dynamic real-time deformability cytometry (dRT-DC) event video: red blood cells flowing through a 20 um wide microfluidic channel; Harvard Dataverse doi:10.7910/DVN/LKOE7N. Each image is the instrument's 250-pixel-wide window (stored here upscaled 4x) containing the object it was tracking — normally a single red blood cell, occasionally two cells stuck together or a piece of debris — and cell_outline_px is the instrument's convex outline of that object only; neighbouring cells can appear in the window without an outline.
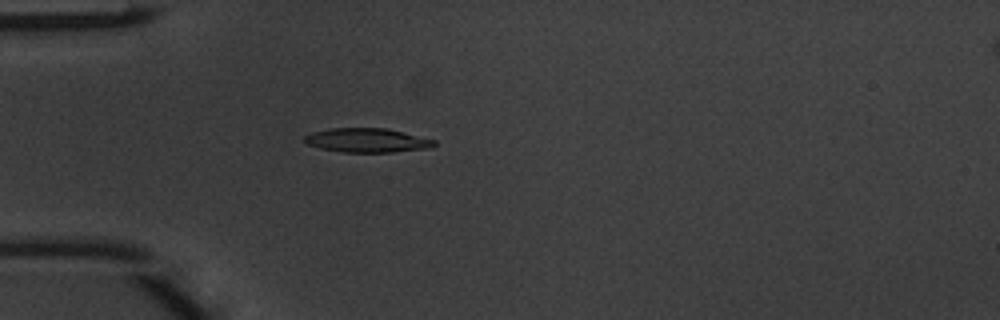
{"species": "common noctule bat (a hibernating species)", "species_latin": "Nyctalus noctula", "temperature_condition": "warm", "stored_images_in_passage": 26, "camera_frame_rate_fps": 3000, "um_per_image_px": 0.085, "animal": {"sex": "male", "body_mass_g": 20.1, "forearm_length_mm": 53.5}, "frame": {"image": 1, "passage_image": 1, "time_ms": 0.0, "image_size_px": [1000, 320], "cell_outline_px": [[436, 144], [432, 148], [392, 152], [344, 152], [320, 148], [308, 144], [304, 140], [304, 136], [312, 132], [328, 128], [384, 128], [436, 140]], "centroid_in_image_um": [31.2, 11.93], "position_along_channel_um": 53.8, "area_um2": 18.15}}
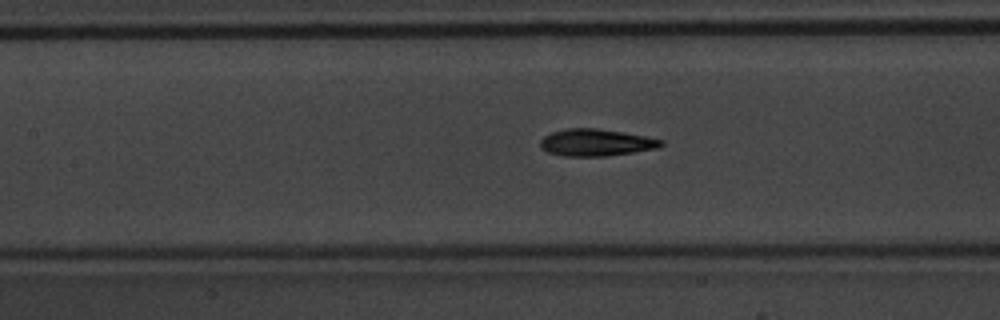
{"frame": {"image": 2, "passage_image": 9, "time_ms": 2.667, "image_size_px": [1000, 320], "cell_outline_px": [[664, 144], [660, 148], [608, 156], [564, 156], [548, 152], [540, 148], [540, 140], [544, 136], [552, 132], [568, 128], [596, 128], [644, 136], [664, 140]], "centroid_in_image_um": [50.67, 12.12], "position_along_channel_um": 156.7, "area_um2": 19.02}}
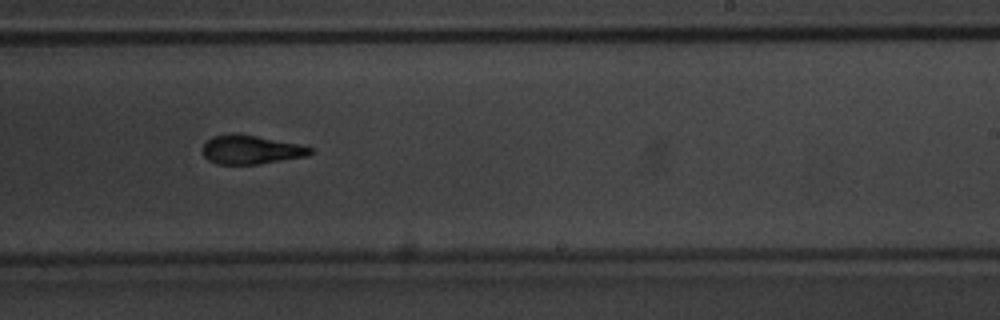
{"frame": {"image": 3, "passage_image": 17, "time_ms": 5.333, "image_size_px": [1000, 320], "cell_outline_px": [[312, 152], [308, 156], [256, 164], [216, 164], [208, 160], [204, 156], [200, 148], [212, 136], [232, 132], [236, 132], [300, 144], [312, 148]], "centroid_in_image_um": [21.28, 12.7], "position_along_channel_um": 267.7, "area_um2": 18.32}, "authors_computed_cell_mechanics": {"area_um2": 18.3515, "velocity_mm_per_s": 4.1692, "shape_relaxation_time_tau1_ms": 1.9484, "shape_relaxation_time_tau2_ms": 1.5588, "deformation_change_tau1": 0.1708, "deformation_change_tau2": 0.1111}}